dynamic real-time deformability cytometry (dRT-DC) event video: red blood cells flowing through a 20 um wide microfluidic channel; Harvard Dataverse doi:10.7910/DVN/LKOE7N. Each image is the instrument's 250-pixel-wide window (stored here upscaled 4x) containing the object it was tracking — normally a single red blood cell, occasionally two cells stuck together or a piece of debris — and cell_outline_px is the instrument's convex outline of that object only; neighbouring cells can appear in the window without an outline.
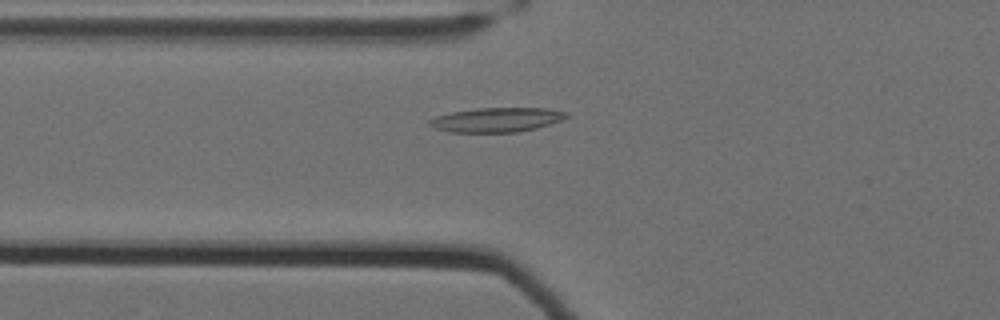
{"species": "Egyptian fruit bat (a non-hibernating species)", "species_latin": "Rousettus aegyptiacus", "temperature_condition": "cold", "stored_images_in_passage": 41, "camera_frame_rate_fps": 3000, "um_per_image_px": 0.085, "animal": {"sex": "female"}, "frame": {"image": 1, "passage_image": 11, "time_ms": 3.333, "image_size_px": [1000, 320], "cell_outline_px": [[568, 116], [560, 120], [536, 128], [516, 132], [448, 132], [436, 128], [428, 124], [428, 120], [436, 116], [452, 112], [476, 108], [548, 108], [568, 112]], "centroid_in_image_um": [42.2, 10.17], "position_along_channel_um": 83.6, "area_um2": 19.36}}
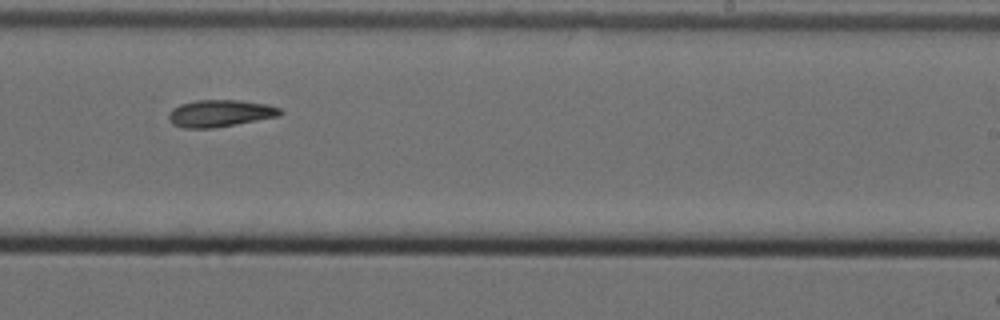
{"frame": {"image": 2, "passage_image": 27, "time_ms": 8.667, "image_size_px": [1000, 320], "cell_outline_px": [[284, 112], [280, 116], [212, 128], [184, 128], [172, 124], [168, 120], [168, 112], [172, 108], [180, 104], [196, 100], [236, 100], [268, 104], [280, 108]], "centroid_in_image_um": [18.68, 9.63], "position_along_channel_um": 270.3, "area_um2": 17.63}}
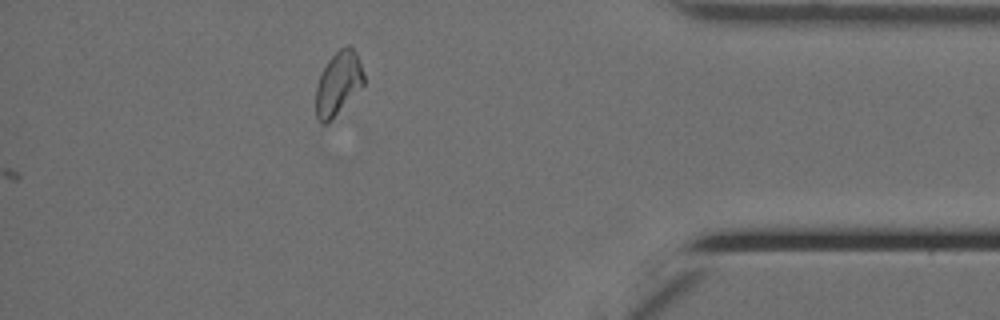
{"frame": {"image": 3, "passage_image": 41, "time_ms": 13.333, "image_size_px": [1000, 320], "cell_outline_px": [[364, 84], [328, 124], [320, 124], [316, 116], [316, 88], [320, 76], [328, 60], [340, 48], [348, 44], [356, 52], [364, 76]], "centroid_in_image_um": [28.74, 7.11], "position_along_channel_um": 406.5, "area_um2": 17.57}, "authors_computed_cell_mechanics": {"area_um2": 17.629, "velocity_mm_per_s": 3.4875, "shape_relaxation_time_tau1_ms": null, "shape_relaxation_time_tau2_ms": 7.6948, "deformation_change_tau1": null, "deformation_change_tau2": 0.1355}}